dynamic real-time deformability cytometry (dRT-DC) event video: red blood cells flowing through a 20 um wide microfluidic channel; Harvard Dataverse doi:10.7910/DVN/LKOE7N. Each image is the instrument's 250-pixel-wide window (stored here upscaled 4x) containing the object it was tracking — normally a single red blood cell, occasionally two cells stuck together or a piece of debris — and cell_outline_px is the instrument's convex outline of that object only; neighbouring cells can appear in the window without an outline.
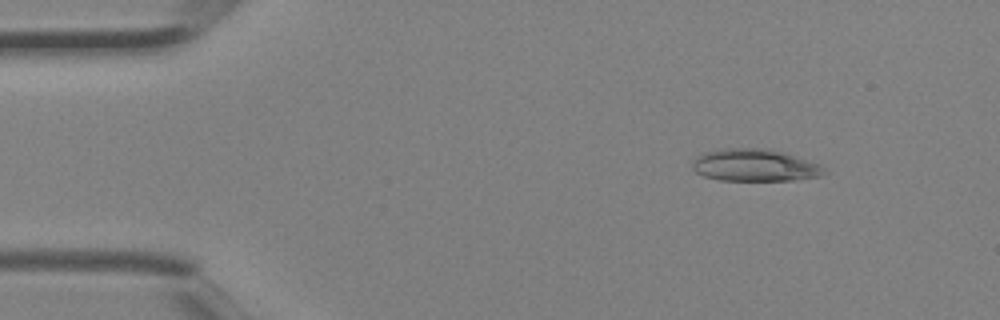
{"species": "Egyptian fruit bat (a non-hibernating species)", "species_latin": "Rousettus aegyptiacus", "temperature_condition": "room temperature", "stored_images_in_passage": 4, "camera_frame_rate_fps": 3000, "um_per_image_px": 0.085, "animal": {"sex": "female"}, "frame": {"image": 1, "passage_image": 2, "time_ms": 0.333, "image_size_px": [1000, 320], "cell_outline_px": [[828, 172], [820, 176], [792, 180], [720, 180], [704, 176], [696, 172], [692, 168], [692, 160], [696, 156], [704, 152], [720, 148], [768, 148], [784, 152], [820, 164]], "centroid_in_image_um": [64.14, 14.03], "position_along_channel_um": 20.9, "area_um2": 24.97}}
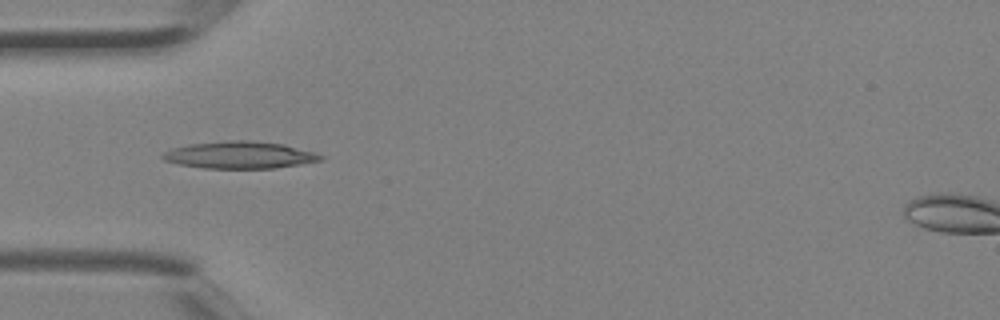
{"frame": {"image": 2, "passage_image": 4, "time_ms": 1.0, "image_size_px": [1000, 320], "cell_outline_px": [[324, 160], [300, 164], [272, 168], [204, 168], [180, 164], [164, 160], [160, 156], [164, 152], [172, 148], [188, 144], [228, 140], [244, 140], [284, 144], [316, 152], [324, 156]], "centroid_in_image_um": [20.39, 13.17], "position_along_channel_um": 64.6, "area_um2": 24.91}}